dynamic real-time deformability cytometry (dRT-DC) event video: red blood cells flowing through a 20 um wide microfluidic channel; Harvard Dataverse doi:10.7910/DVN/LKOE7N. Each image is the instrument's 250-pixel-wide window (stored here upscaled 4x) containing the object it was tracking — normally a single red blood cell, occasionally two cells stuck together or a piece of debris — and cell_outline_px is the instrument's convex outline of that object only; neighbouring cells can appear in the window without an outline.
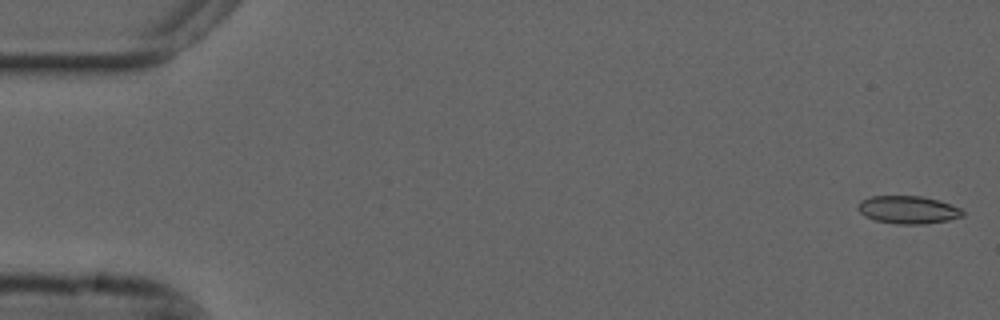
{"species": "common noctule bat (a hibernating species)", "species_latin": "Nyctalus noctula", "temperature_condition": "cold", "stored_images_in_passage": 55, "camera_frame_rate_fps": 3000, "um_per_image_px": 0.085, "animal": {"sex": "male", "forearm_length_mm": 52.5}, "frame": {"image": 1, "passage_image": 1, "time_ms": 0.0, "image_size_px": [1000, 320], "cell_outline_px": [[964, 216], [948, 220], [924, 224], [896, 224], [876, 220], [864, 216], [856, 208], [860, 200], [872, 196], [924, 196], [940, 200], [960, 208], [964, 212]], "centroid_in_image_um": [77.18, 17.82], "position_along_channel_um": 7.8, "area_um2": 17.11}}
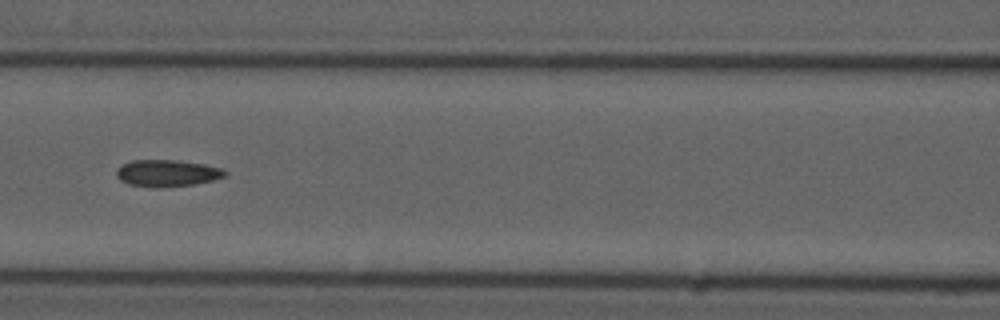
{"frame": {"image": 2, "passage_image": 24, "time_ms": 7.667, "image_size_px": [1000, 320], "cell_outline_px": [[228, 172], [224, 176], [212, 180], [192, 184], [156, 188], [128, 184], [120, 180], [116, 176], [116, 168], [132, 160], [176, 160], [204, 164], [220, 168]], "centroid_in_image_um": [14.16, 14.71], "position_along_channel_um": 152.4, "area_um2": 16.82}}
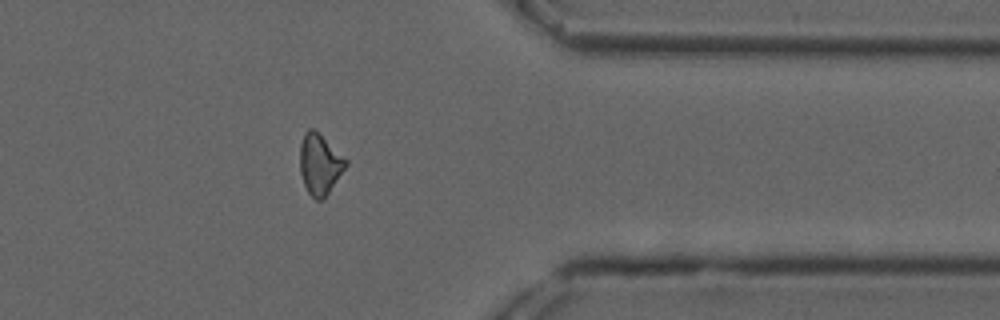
{"frame": {"image": 3, "passage_image": 44, "time_ms": 14.333, "image_size_px": [1000, 320], "cell_outline_px": [[348, 164], [328, 192], [320, 200], [316, 200], [308, 192], [304, 184], [300, 172], [300, 144], [304, 132], [308, 128], [312, 128], [348, 160]], "centroid_in_image_um": [27.16, 13.94], "position_along_channel_um": 384.2, "area_um2": 15.84}, "authors_computed_cell_mechanics": {"area_um2": 16.473, "velocity_mm_per_s": 3.6918, "shape_relaxation_time_tau1_ms": null, "shape_relaxation_time_tau2_ms": 5.5875, "deformation_change_tau1": null, "deformation_change_tau2": 0.102}}